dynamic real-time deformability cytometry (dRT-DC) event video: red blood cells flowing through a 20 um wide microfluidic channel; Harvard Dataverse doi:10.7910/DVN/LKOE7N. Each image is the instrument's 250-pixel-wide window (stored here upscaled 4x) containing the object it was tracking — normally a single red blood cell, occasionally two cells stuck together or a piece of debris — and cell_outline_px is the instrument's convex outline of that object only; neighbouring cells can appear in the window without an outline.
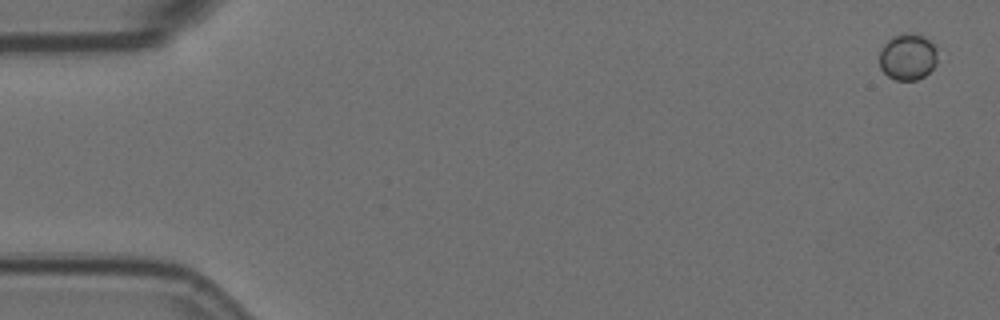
{"species": "Egyptian fruit bat (a non-hibernating species)", "species_latin": "Rousettus aegyptiacus", "temperature_condition": "room temperature", "stored_images_in_passage": 7, "camera_frame_rate_fps": 3000, "um_per_image_px": 0.085, "animal": {"sex": "female"}, "frame": {"image": 1, "passage_image": 1, "time_ms": 0.0, "image_size_px": [1000, 320], "cell_outline_px": [[936, 64], [924, 76], [916, 80], [896, 80], [888, 76], [880, 68], [880, 52], [884, 44], [888, 40], [896, 36], [924, 36], [936, 48]], "centroid_in_image_um": [77.15, 4.89], "position_along_channel_um": 7.9, "area_um2": 15.09}}
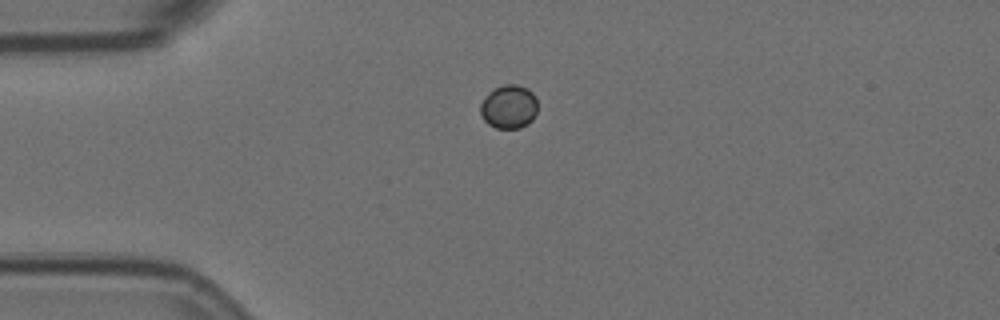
{"frame": {"image": 2, "passage_image": 5, "time_ms": 1.333, "image_size_px": [1000, 320], "cell_outline_px": [[536, 112], [532, 120], [528, 124], [520, 128], [496, 128], [488, 124], [480, 116], [480, 104], [488, 92], [504, 84], [516, 84], [528, 88], [536, 96]], "centroid_in_image_um": [43.24, 9.07], "position_along_channel_um": 41.8, "area_um2": 14.68}}